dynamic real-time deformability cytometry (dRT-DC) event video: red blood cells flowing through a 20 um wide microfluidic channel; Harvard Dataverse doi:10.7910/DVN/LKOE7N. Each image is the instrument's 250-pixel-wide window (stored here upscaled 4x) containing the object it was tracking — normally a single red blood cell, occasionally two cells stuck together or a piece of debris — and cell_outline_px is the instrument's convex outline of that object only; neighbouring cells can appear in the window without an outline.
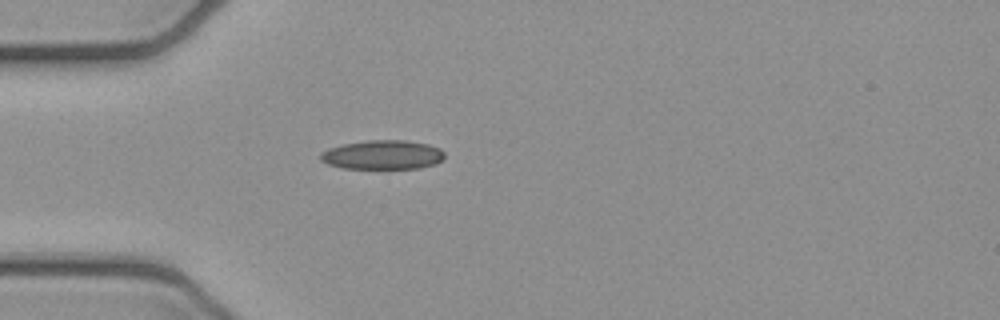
{"species": "common noctule bat (a hibernating species)", "species_latin": "Nyctalus noctula", "temperature_condition": "cold", "stored_images_in_passage": 38, "camera_frame_rate_fps": 3000, "um_per_image_px": 0.085, "animal": {"sex": "female", "body_mass_g": 21.9}, "frame": {"image": 1, "passage_image": 1, "time_ms": 0.0, "image_size_px": [1000, 320], "cell_outline_px": [[444, 160], [436, 164], [420, 168], [340, 168], [328, 164], [320, 160], [320, 152], [328, 148], [344, 144], [368, 140], [404, 140], [428, 144], [440, 148], [444, 152]], "centroid_in_image_um": [32.53, 13.16], "position_along_channel_um": 52.5, "area_um2": 21.21}}
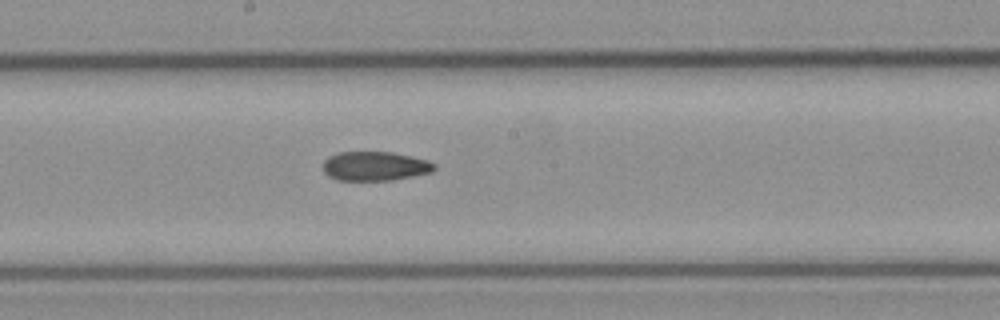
{"frame": {"image": 2, "passage_image": 14, "time_ms": 4.333, "image_size_px": [1000, 320], "cell_outline_px": [[436, 168], [432, 172], [392, 180], [336, 180], [328, 176], [324, 172], [324, 160], [328, 156], [340, 152], [392, 152], [412, 156], [428, 160], [436, 164]], "centroid_in_image_um": [31.88, 14.12], "position_along_channel_um": 216.3, "area_um2": 19.02}}
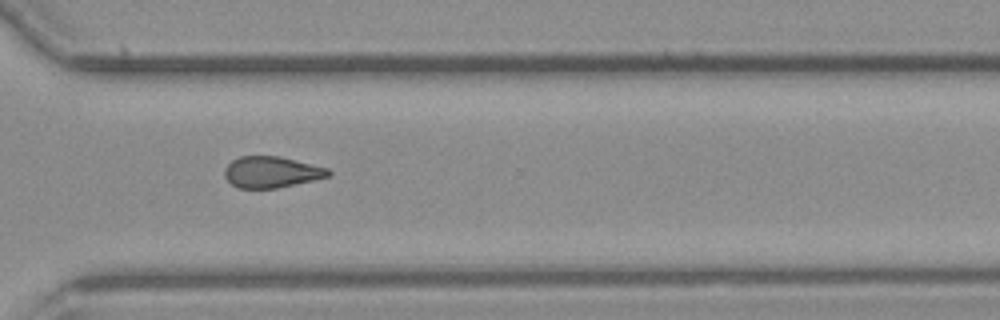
{"frame": {"image": 3, "passage_image": 24, "time_ms": 7.667, "image_size_px": [1000, 320], "cell_outline_px": [[332, 172], [328, 176], [312, 180], [276, 188], [236, 188], [224, 176], [224, 168], [232, 160], [240, 156], [280, 156], [328, 168]], "centroid_in_image_um": [23.04, 14.62], "position_along_channel_um": 347.6, "area_um2": 18.79}, "authors_computed_cell_mechanics": {"area_um2": 19.5653, "velocity_mm_per_s": 3.9499, "shape_relaxation_time_tau1_ms": null, "shape_relaxation_time_tau2_ms": 9.9067, "deformation_change_tau1": null, "deformation_change_tau2": 0.1756}}